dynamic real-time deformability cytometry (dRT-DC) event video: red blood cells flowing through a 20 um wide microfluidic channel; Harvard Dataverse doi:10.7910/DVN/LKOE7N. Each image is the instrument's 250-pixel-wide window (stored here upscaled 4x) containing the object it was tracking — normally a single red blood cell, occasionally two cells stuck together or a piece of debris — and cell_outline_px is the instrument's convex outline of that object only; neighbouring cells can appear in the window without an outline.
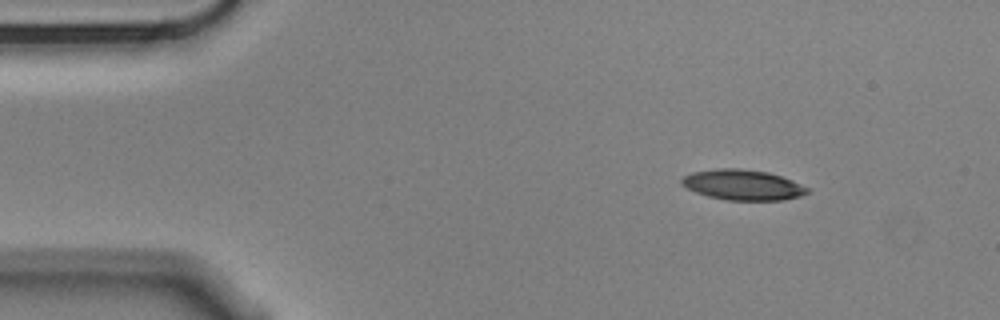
{"species": "Egyptian fruit bat (a non-hibernating species)", "species_latin": "Rousettus aegyptiacus", "temperature_condition": "cold", "stored_images_in_passage": 1, "camera_frame_rate_fps": 3000, "um_per_image_px": 0.085, "animal": {"sex": "male"}, "frame": {"image": 1, "passage_image": 1, "time_ms": 0.0, "image_size_px": [1000, 320], "cell_outline_px": [[796, 192], [788, 196], [724, 196], [716, 172], [752, 172], [772, 176], [784, 180]], "centroid_in_image_um": [63.99, 15.71], "position_along_channel_um": 21.0, "area_um2": 11.04}}